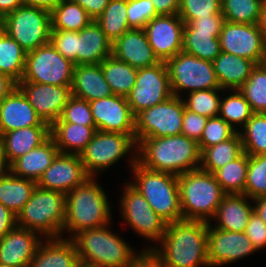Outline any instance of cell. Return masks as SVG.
<instances>
[{"mask_svg":"<svg viewBox=\"0 0 266 267\" xmlns=\"http://www.w3.org/2000/svg\"><path fill=\"white\" fill-rule=\"evenodd\" d=\"M159 244L144 251L161 267H210L207 222L181 219L169 223Z\"/></svg>","mask_w":266,"mask_h":267,"instance_id":"cell-1","label":"cell"},{"mask_svg":"<svg viewBox=\"0 0 266 267\" xmlns=\"http://www.w3.org/2000/svg\"><path fill=\"white\" fill-rule=\"evenodd\" d=\"M200 150L195 140L183 134L151 137L137 145V161L147 169L181 175L200 168Z\"/></svg>","mask_w":266,"mask_h":267,"instance_id":"cell-2","label":"cell"},{"mask_svg":"<svg viewBox=\"0 0 266 267\" xmlns=\"http://www.w3.org/2000/svg\"><path fill=\"white\" fill-rule=\"evenodd\" d=\"M95 178L89 177L82 185L65 194L63 233L69 232L70 239L81 231L111 223L112 212L108 197Z\"/></svg>","mask_w":266,"mask_h":267,"instance_id":"cell-3","label":"cell"},{"mask_svg":"<svg viewBox=\"0 0 266 267\" xmlns=\"http://www.w3.org/2000/svg\"><path fill=\"white\" fill-rule=\"evenodd\" d=\"M130 158V170L135 182L128 183L147 200L154 212L167 224L183 219L177 175L147 169L137 161L135 154Z\"/></svg>","mask_w":266,"mask_h":267,"instance_id":"cell-4","label":"cell"},{"mask_svg":"<svg viewBox=\"0 0 266 267\" xmlns=\"http://www.w3.org/2000/svg\"><path fill=\"white\" fill-rule=\"evenodd\" d=\"M107 227L84 230L72 238L79 258L101 267L134 266L146 252L142 250L137 254L133 247Z\"/></svg>","mask_w":266,"mask_h":267,"instance_id":"cell-5","label":"cell"},{"mask_svg":"<svg viewBox=\"0 0 266 267\" xmlns=\"http://www.w3.org/2000/svg\"><path fill=\"white\" fill-rule=\"evenodd\" d=\"M177 177L183 219L210 223L226 195L214 174L199 168Z\"/></svg>","mask_w":266,"mask_h":267,"instance_id":"cell-6","label":"cell"},{"mask_svg":"<svg viewBox=\"0 0 266 267\" xmlns=\"http://www.w3.org/2000/svg\"><path fill=\"white\" fill-rule=\"evenodd\" d=\"M65 216V194L36 186L17 215V226L35 231L45 238H59L63 237Z\"/></svg>","mask_w":266,"mask_h":267,"instance_id":"cell-7","label":"cell"},{"mask_svg":"<svg viewBox=\"0 0 266 267\" xmlns=\"http://www.w3.org/2000/svg\"><path fill=\"white\" fill-rule=\"evenodd\" d=\"M0 28L28 53L50 43L51 13L22 5L0 20Z\"/></svg>","mask_w":266,"mask_h":267,"instance_id":"cell-8","label":"cell"},{"mask_svg":"<svg viewBox=\"0 0 266 267\" xmlns=\"http://www.w3.org/2000/svg\"><path fill=\"white\" fill-rule=\"evenodd\" d=\"M172 94L181 97L182 90L187 93L221 89L211 61L199 59L183 51L166 62Z\"/></svg>","mask_w":266,"mask_h":267,"instance_id":"cell-9","label":"cell"},{"mask_svg":"<svg viewBox=\"0 0 266 267\" xmlns=\"http://www.w3.org/2000/svg\"><path fill=\"white\" fill-rule=\"evenodd\" d=\"M74 66L48 43L26 53L25 70L20 82L71 87Z\"/></svg>","mask_w":266,"mask_h":267,"instance_id":"cell-10","label":"cell"},{"mask_svg":"<svg viewBox=\"0 0 266 267\" xmlns=\"http://www.w3.org/2000/svg\"><path fill=\"white\" fill-rule=\"evenodd\" d=\"M129 153L137 154V144L130 135L97 130L79 156L86 173L95 177Z\"/></svg>","mask_w":266,"mask_h":267,"instance_id":"cell-11","label":"cell"},{"mask_svg":"<svg viewBox=\"0 0 266 267\" xmlns=\"http://www.w3.org/2000/svg\"><path fill=\"white\" fill-rule=\"evenodd\" d=\"M184 102L181 97L171 96L166 101L143 110L135 116V142L143 139L181 134Z\"/></svg>","mask_w":266,"mask_h":267,"instance_id":"cell-12","label":"cell"},{"mask_svg":"<svg viewBox=\"0 0 266 267\" xmlns=\"http://www.w3.org/2000/svg\"><path fill=\"white\" fill-rule=\"evenodd\" d=\"M173 96L166 62L138 69L135 84L126 97L134 116Z\"/></svg>","mask_w":266,"mask_h":267,"instance_id":"cell-13","label":"cell"},{"mask_svg":"<svg viewBox=\"0 0 266 267\" xmlns=\"http://www.w3.org/2000/svg\"><path fill=\"white\" fill-rule=\"evenodd\" d=\"M120 200L123 221L146 240L159 242L163 237L167 223L150 207L147 200L129 183L124 184Z\"/></svg>","mask_w":266,"mask_h":267,"instance_id":"cell-14","label":"cell"},{"mask_svg":"<svg viewBox=\"0 0 266 267\" xmlns=\"http://www.w3.org/2000/svg\"><path fill=\"white\" fill-rule=\"evenodd\" d=\"M219 40L222 52L244 57L256 65L264 63L266 42L257 24L224 21Z\"/></svg>","mask_w":266,"mask_h":267,"instance_id":"cell-15","label":"cell"},{"mask_svg":"<svg viewBox=\"0 0 266 267\" xmlns=\"http://www.w3.org/2000/svg\"><path fill=\"white\" fill-rule=\"evenodd\" d=\"M89 105L97 130L130 135L135 140V116L126 97L113 94Z\"/></svg>","mask_w":266,"mask_h":267,"instance_id":"cell-16","label":"cell"},{"mask_svg":"<svg viewBox=\"0 0 266 267\" xmlns=\"http://www.w3.org/2000/svg\"><path fill=\"white\" fill-rule=\"evenodd\" d=\"M185 23L178 14L158 15L144 26L148 42L160 62L182 51Z\"/></svg>","mask_w":266,"mask_h":267,"instance_id":"cell-17","label":"cell"},{"mask_svg":"<svg viewBox=\"0 0 266 267\" xmlns=\"http://www.w3.org/2000/svg\"><path fill=\"white\" fill-rule=\"evenodd\" d=\"M17 87L42 121L50 126L60 118L68 99L72 96L71 87L68 86L19 82Z\"/></svg>","mask_w":266,"mask_h":267,"instance_id":"cell-18","label":"cell"},{"mask_svg":"<svg viewBox=\"0 0 266 267\" xmlns=\"http://www.w3.org/2000/svg\"><path fill=\"white\" fill-rule=\"evenodd\" d=\"M89 177L79 155L58 153L36 184L40 188L66 194Z\"/></svg>","mask_w":266,"mask_h":267,"instance_id":"cell-19","label":"cell"},{"mask_svg":"<svg viewBox=\"0 0 266 267\" xmlns=\"http://www.w3.org/2000/svg\"><path fill=\"white\" fill-rule=\"evenodd\" d=\"M256 248L245 232H231L209 227L208 223V261L210 267L236 262Z\"/></svg>","mask_w":266,"mask_h":267,"instance_id":"cell-20","label":"cell"},{"mask_svg":"<svg viewBox=\"0 0 266 267\" xmlns=\"http://www.w3.org/2000/svg\"><path fill=\"white\" fill-rule=\"evenodd\" d=\"M39 233L14 227L0 239V263L14 267H29L42 240Z\"/></svg>","mask_w":266,"mask_h":267,"instance_id":"cell-21","label":"cell"},{"mask_svg":"<svg viewBox=\"0 0 266 267\" xmlns=\"http://www.w3.org/2000/svg\"><path fill=\"white\" fill-rule=\"evenodd\" d=\"M112 56L136 69L151 67L160 61L150 46L144 29L132 28L112 43Z\"/></svg>","mask_w":266,"mask_h":267,"instance_id":"cell-22","label":"cell"},{"mask_svg":"<svg viewBox=\"0 0 266 267\" xmlns=\"http://www.w3.org/2000/svg\"><path fill=\"white\" fill-rule=\"evenodd\" d=\"M31 126H50L37 115L23 92L16 87L0 101V136Z\"/></svg>","mask_w":266,"mask_h":267,"instance_id":"cell-23","label":"cell"},{"mask_svg":"<svg viewBox=\"0 0 266 267\" xmlns=\"http://www.w3.org/2000/svg\"><path fill=\"white\" fill-rule=\"evenodd\" d=\"M49 137L50 126H31L3 133L0 136V147L6 165L9 166Z\"/></svg>","mask_w":266,"mask_h":267,"instance_id":"cell-24","label":"cell"},{"mask_svg":"<svg viewBox=\"0 0 266 267\" xmlns=\"http://www.w3.org/2000/svg\"><path fill=\"white\" fill-rule=\"evenodd\" d=\"M109 56L112 42L95 20L77 32L76 65L100 64Z\"/></svg>","mask_w":266,"mask_h":267,"instance_id":"cell-25","label":"cell"},{"mask_svg":"<svg viewBox=\"0 0 266 267\" xmlns=\"http://www.w3.org/2000/svg\"><path fill=\"white\" fill-rule=\"evenodd\" d=\"M248 196L244 194H226L218 208L213 220L218 222L212 226L224 231L245 232L250 216L254 212L253 205L249 204Z\"/></svg>","mask_w":266,"mask_h":267,"instance_id":"cell-26","label":"cell"},{"mask_svg":"<svg viewBox=\"0 0 266 267\" xmlns=\"http://www.w3.org/2000/svg\"><path fill=\"white\" fill-rule=\"evenodd\" d=\"M58 153V147L50 136L41 145L14 160L8 166V170L15 176L23 177L37 183Z\"/></svg>","mask_w":266,"mask_h":267,"instance_id":"cell-27","label":"cell"},{"mask_svg":"<svg viewBox=\"0 0 266 267\" xmlns=\"http://www.w3.org/2000/svg\"><path fill=\"white\" fill-rule=\"evenodd\" d=\"M71 93L88 102L113 95L100 64L75 65Z\"/></svg>","mask_w":266,"mask_h":267,"instance_id":"cell-28","label":"cell"},{"mask_svg":"<svg viewBox=\"0 0 266 267\" xmlns=\"http://www.w3.org/2000/svg\"><path fill=\"white\" fill-rule=\"evenodd\" d=\"M39 244L29 267H74L79 259L70 238H45Z\"/></svg>","mask_w":266,"mask_h":267,"instance_id":"cell-29","label":"cell"},{"mask_svg":"<svg viewBox=\"0 0 266 267\" xmlns=\"http://www.w3.org/2000/svg\"><path fill=\"white\" fill-rule=\"evenodd\" d=\"M220 88L239 89L256 64L244 57L221 52L212 62Z\"/></svg>","mask_w":266,"mask_h":267,"instance_id":"cell-30","label":"cell"},{"mask_svg":"<svg viewBox=\"0 0 266 267\" xmlns=\"http://www.w3.org/2000/svg\"><path fill=\"white\" fill-rule=\"evenodd\" d=\"M97 132L96 126H83L69 122H54L50 136L59 153L79 155Z\"/></svg>","mask_w":266,"mask_h":267,"instance_id":"cell-31","label":"cell"},{"mask_svg":"<svg viewBox=\"0 0 266 267\" xmlns=\"http://www.w3.org/2000/svg\"><path fill=\"white\" fill-rule=\"evenodd\" d=\"M37 186L35 181L18 177L7 170L0 177V202L15 215L22 210Z\"/></svg>","mask_w":266,"mask_h":267,"instance_id":"cell-32","label":"cell"},{"mask_svg":"<svg viewBox=\"0 0 266 267\" xmlns=\"http://www.w3.org/2000/svg\"><path fill=\"white\" fill-rule=\"evenodd\" d=\"M243 152L240 133L236 132L231 138L201 151L200 169L214 173L228 162L238 158Z\"/></svg>","mask_w":266,"mask_h":267,"instance_id":"cell-33","label":"cell"},{"mask_svg":"<svg viewBox=\"0 0 266 267\" xmlns=\"http://www.w3.org/2000/svg\"><path fill=\"white\" fill-rule=\"evenodd\" d=\"M100 65L112 93L127 97L135 84L138 69L126 62L118 61L113 56L105 58Z\"/></svg>","mask_w":266,"mask_h":267,"instance_id":"cell-34","label":"cell"},{"mask_svg":"<svg viewBox=\"0 0 266 267\" xmlns=\"http://www.w3.org/2000/svg\"><path fill=\"white\" fill-rule=\"evenodd\" d=\"M26 52L0 28V73L19 83L25 70Z\"/></svg>","mask_w":266,"mask_h":267,"instance_id":"cell-35","label":"cell"},{"mask_svg":"<svg viewBox=\"0 0 266 267\" xmlns=\"http://www.w3.org/2000/svg\"><path fill=\"white\" fill-rule=\"evenodd\" d=\"M219 36L220 33L183 30L182 51L199 59L213 62L222 52Z\"/></svg>","mask_w":266,"mask_h":267,"instance_id":"cell-36","label":"cell"},{"mask_svg":"<svg viewBox=\"0 0 266 267\" xmlns=\"http://www.w3.org/2000/svg\"><path fill=\"white\" fill-rule=\"evenodd\" d=\"M92 20L78 3L72 0H61L51 12V29L79 32Z\"/></svg>","mask_w":266,"mask_h":267,"instance_id":"cell-37","label":"cell"},{"mask_svg":"<svg viewBox=\"0 0 266 267\" xmlns=\"http://www.w3.org/2000/svg\"><path fill=\"white\" fill-rule=\"evenodd\" d=\"M248 172V154L243 152L238 158L228 162L213 174L226 194H243Z\"/></svg>","mask_w":266,"mask_h":267,"instance_id":"cell-38","label":"cell"},{"mask_svg":"<svg viewBox=\"0 0 266 267\" xmlns=\"http://www.w3.org/2000/svg\"><path fill=\"white\" fill-rule=\"evenodd\" d=\"M126 10L127 0H110L103 13L95 19L112 43L132 29L127 22Z\"/></svg>","mask_w":266,"mask_h":267,"instance_id":"cell-39","label":"cell"},{"mask_svg":"<svg viewBox=\"0 0 266 267\" xmlns=\"http://www.w3.org/2000/svg\"><path fill=\"white\" fill-rule=\"evenodd\" d=\"M239 133L246 154H266V113H253L243 129H239Z\"/></svg>","mask_w":266,"mask_h":267,"instance_id":"cell-40","label":"cell"},{"mask_svg":"<svg viewBox=\"0 0 266 267\" xmlns=\"http://www.w3.org/2000/svg\"><path fill=\"white\" fill-rule=\"evenodd\" d=\"M250 104L253 113H266V66L257 64L238 89Z\"/></svg>","mask_w":266,"mask_h":267,"instance_id":"cell-41","label":"cell"},{"mask_svg":"<svg viewBox=\"0 0 266 267\" xmlns=\"http://www.w3.org/2000/svg\"><path fill=\"white\" fill-rule=\"evenodd\" d=\"M232 91L226 98H221L218 116L239 132L235 125L237 124L238 127L243 128L253 115V111L238 89Z\"/></svg>","mask_w":266,"mask_h":267,"instance_id":"cell-42","label":"cell"},{"mask_svg":"<svg viewBox=\"0 0 266 267\" xmlns=\"http://www.w3.org/2000/svg\"><path fill=\"white\" fill-rule=\"evenodd\" d=\"M262 4V0H221V13L231 23L257 24Z\"/></svg>","mask_w":266,"mask_h":267,"instance_id":"cell-43","label":"cell"},{"mask_svg":"<svg viewBox=\"0 0 266 267\" xmlns=\"http://www.w3.org/2000/svg\"><path fill=\"white\" fill-rule=\"evenodd\" d=\"M221 91L225 90L207 89L187 93V98H183L185 108L207 118L217 117L221 100L218 92Z\"/></svg>","mask_w":266,"mask_h":267,"instance_id":"cell-44","label":"cell"},{"mask_svg":"<svg viewBox=\"0 0 266 267\" xmlns=\"http://www.w3.org/2000/svg\"><path fill=\"white\" fill-rule=\"evenodd\" d=\"M243 194L250 200L266 196V154L248 155V172Z\"/></svg>","mask_w":266,"mask_h":267,"instance_id":"cell-45","label":"cell"},{"mask_svg":"<svg viewBox=\"0 0 266 267\" xmlns=\"http://www.w3.org/2000/svg\"><path fill=\"white\" fill-rule=\"evenodd\" d=\"M221 13V0H180L178 15L185 24Z\"/></svg>","mask_w":266,"mask_h":267,"instance_id":"cell-46","label":"cell"},{"mask_svg":"<svg viewBox=\"0 0 266 267\" xmlns=\"http://www.w3.org/2000/svg\"><path fill=\"white\" fill-rule=\"evenodd\" d=\"M236 132L233 127L219 116L208 118L200 141L198 142L200 152L204 148L211 147L231 138Z\"/></svg>","mask_w":266,"mask_h":267,"instance_id":"cell-47","label":"cell"},{"mask_svg":"<svg viewBox=\"0 0 266 267\" xmlns=\"http://www.w3.org/2000/svg\"><path fill=\"white\" fill-rule=\"evenodd\" d=\"M55 122H69L83 126H95L89 102L71 96L58 120Z\"/></svg>","mask_w":266,"mask_h":267,"instance_id":"cell-48","label":"cell"},{"mask_svg":"<svg viewBox=\"0 0 266 267\" xmlns=\"http://www.w3.org/2000/svg\"><path fill=\"white\" fill-rule=\"evenodd\" d=\"M127 22L131 28L143 29L158 15L151 0H127Z\"/></svg>","mask_w":266,"mask_h":267,"instance_id":"cell-49","label":"cell"},{"mask_svg":"<svg viewBox=\"0 0 266 267\" xmlns=\"http://www.w3.org/2000/svg\"><path fill=\"white\" fill-rule=\"evenodd\" d=\"M50 43L63 57L76 65L77 31L51 29Z\"/></svg>","mask_w":266,"mask_h":267,"instance_id":"cell-50","label":"cell"},{"mask_svg":"<svg viewBox=\"0 0 266 267\" xmlns=\"http://www.w3.org/2000/svg\"><path fill=\"white\" fill-rule=\"evenodd\" d=\"M207 120V117L184 108L181 134L198 143Z\"/></svg>","mask_w":266,"mask_h":267,"instance_id":"cell-51","label":"cell"},{"mask_svg":"<svg viewBox=\"0 0 266 267\" xmlns=\"http://www.w3.org/2000/svg\"><path fill=\"white\" fill-rule=\"evenodd\" d=\"M245 233L257 251L266 247V223L255 212L250 216Z\"/></svg>","mask_w":266,"mask_h":267,"instance_id":"cell-52","label":"cell"},{"mask_svg":"<svg viewBox=\"0 0 266 267\" xmlns=\"http://www.w3.org/2000/svg\"><path fill=\"white\" fill-rule=\"evenodd\" d=\"M224 21L222 13L218 15H209V17H199L192 20L190 23L185 24L183 30H197V32L204 33H221Z\"/></svg>","mask_w":266,"mask_h":267,"instance_id":"cell-53","label":"cell"},{"mask_svg":"<svg viewBox=\"0 0 266 267\" xmlns=\"http://www.w3.org/2000/svg\"><path fill=\"white\" fill-rule=\"evenodd\" d=\"M17 226V215L0 202V239Z\"/></svg>","mask_w":266,"mask_h":267,"instance_id":"cell-54","label":"cell"},{"mask_svg":"<svg viewBox=\"0 0 266 267\" xmlns=\"http://www.w3.org/2000/svg\"><path fill=\"white\" fill-rule=\"evenodd\" d=\"M78 3L84 10L87 11L88 15L95 20L98 18L109 4L110 0H72Z\"/></svg>","mask_w":266,"mask_h":267,"instance_id":"cell-55","label":"cell"},{"mask_svg":"<svg viewBox=\"0 0 266 267\" xmlns=\"http://www.w3.org/2000/svg\"><path fill=\"white\" fill-rule=\"evenodd\" d=\"M157 15L178 14L180 0H151Z\"/></svg>","mask_w":266,"mask_h":267,"instance_id":"cell-56","label":"cell"},{"mask_svg":"<svg viewBox=\"0 0 266 267\" xmlns=\"http://www.w3.org/2000/svg\"><path fill=\"white\" fill-rule=\"evenodd\" d=\"M17 87V82L10 76L0 73V101Z\"/></svg>","mask_w":266,"mask_h":267,"instance_id":"cell-57","label":"cell"},{"mask_svg":"<svg viewBox=\"0 0 266 267\" xmlns=\"http://www.w3.org/2000/svg\"><path fill=\"white\" fill-rule=\"evenodd\" d=\"M23 5L33 6L49 13L61 2V0H22Z\"/></svg>","mask_w":266,"mask_h":267,"instance_id":"cell-58","label":"cell"},{"mask_svg":"<svg viewBox=\"0 0 266 267\" xmlns=\"http://www.w3.org/2000/svg\"><path fill=\"white\" fill-rule=\"evenodd\" d=\"M22 5V0H0V20Z\"/></svg>","mask_w":266,"mask_h":267,"instance_id":"cell-59","label":"cell"},{"mask_svg":"<svg viewBox=\"0 0 266 267\" xmlns=\"http://www.w3.org/2000/svg\"><path fill=\"white\" fill-rule=\"evenodd\" d=\"M254 212L266 223V196H260L252 200Z\"/></svg>","mask_w":266,"mask_h":267,"instance_id":"cell-60","label":"cell"},{"mask_svg":"<svg viewBox=\"0 0 266 267\" xmlns=\"http://www.w3.org/2000/svg\"><path fill=\"white\" fill-rule=\"evenodd\" d=\"M132 267H161L148 253H146L134 266Z\"/></svg>","mask_w":266,"mask_h":267,"instance_id":"cell-61","label":"cell"},{"mask_svg":"<svg viewBox=\"0 0 266 267\" xmlns=\"http://www.w3.org/2000/svg\"><path fill=\"white\" fill-rule=\"evenodd\" d=\"M257 25L266 42V0L262 4L261 15L259 17Z\"/></svg>","mask_w":266,"mask_h":267,"instance_id":"cell-62","label":"cell"},{"mask_svg":"<svg viewBox=\"0 0 266 267\" xmlns=\"http://www.w3.org/2000/svg\"><path fill=\"white\" fill-rule=\"evenodd\" d=\"M74 267H101V266L93 262L85 261L79 258Z\"/></svg>","mask_w":266,"mask_h":267,"instance_id":"cell-63","label":"cell"},{"mask_svg":"<svg viewBox=\"0 0 266 267\" xmlns=\"http://www.w3.org/2000/svg\"><path fill=\"white\" fill-rule=\"evenodd\" d=\"M8 170V166L6 165L3 154L0 147V177Z\"/></svg>","mask_w":266,"mask_h":267,"instance_id":"cell-64","label":"cell"},{"mask_svg":"<svg viewBox=\"0 0 266 267\" xmlns=\"http://www.w3.org/2000/svg\"><path fill=\"white\" fill-rule=\"evenodd\" d=\"M0 267H14V266H10V265H4L0 263Z\"/></svg>","mask_w":266,"mask_h":267,"instance_id":"cell-65","label":"cell"}]
</instances>
